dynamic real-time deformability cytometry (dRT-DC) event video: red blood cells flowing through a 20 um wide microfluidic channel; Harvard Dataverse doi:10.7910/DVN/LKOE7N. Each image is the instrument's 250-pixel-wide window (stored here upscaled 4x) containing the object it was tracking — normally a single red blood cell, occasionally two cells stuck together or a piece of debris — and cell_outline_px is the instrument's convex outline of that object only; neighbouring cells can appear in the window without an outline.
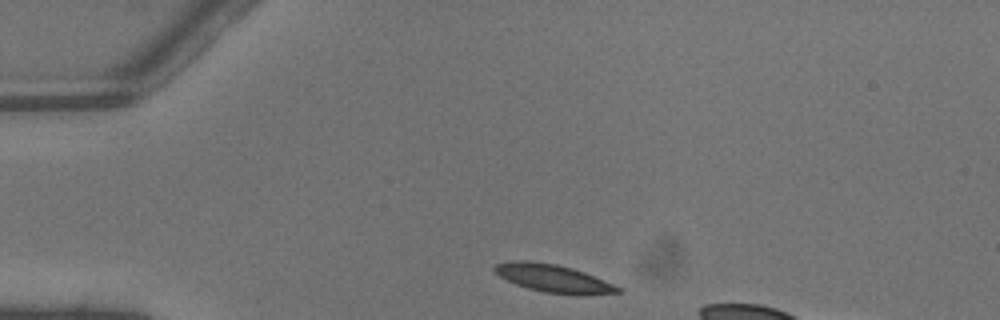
{"species": "common noctule bat (a hibernating species)", "species_latin": "Nyctalus noctula", "temperature_condition": "warm", "stored_images_in_passage": 5, "segment_of_instrument_passage": [1, 2], "camera_frame_rate_fps": 3000, "um_per_image_px": 0.085, "animal": {"sex": "male", "body_mass_g": 13.3}, "frame": {"image": 1, "passage_image": 1, "time_ms": 0.0, "image_size_px": [1000, 320], "cell_outline_px": [[624, 288], [620, 292], [580, 296], [576, 296], [544, 292], [528, 288], [516, 284], [500, 276], [492, 268], [496, 264], [512, 260], [528, 260], [556, 264], [572, 268], [584, 272]], "centroid_in_image_um": [47.07, 23.67], "position_along_channel_um": 37.9, "area_um2": 20.17}}
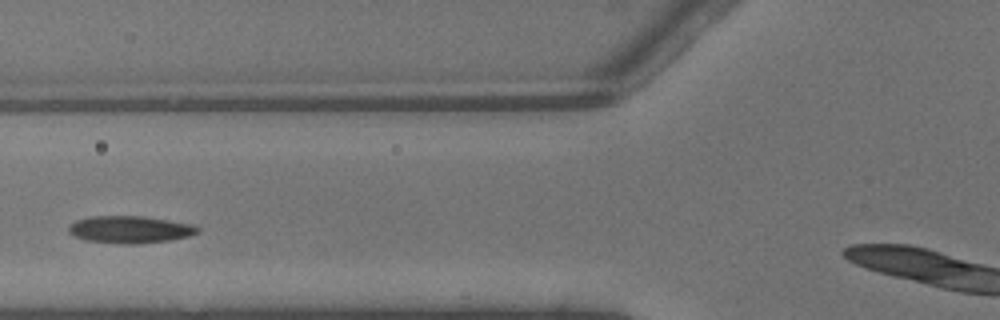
{"frame": {"image": 2, "passage_image": 3, "time_ms": 0.667, "image_size_px": [1000, 320], "cell_outline_px": [[200, 232], [188, 236], [168, 240], [136, 244], [120, 244], [84, 240], [68, 232], [68, 228], [76, 220], [88, 216], [144, 216], [192, 224], [200, 228]], "centroid_in_image_um": [11.04, 19.5], "position_along_channel_um": 114.8, "area_um2": 20.46}}
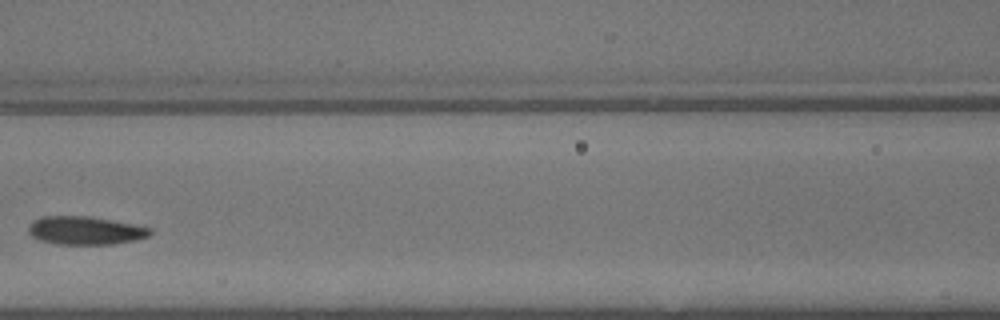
{"frame": {"image": 3, "passage_image": 4, "time_ms": 1.0, "image_size_px": [1000, 320], "cell_outline_px": [[152, 232], [148, 236], [136, 240], [112, 244], [56, 244], [40, 240], [32, 236], [28, 232], [28, 224], [32, 220], [44, 216], [88, 216], [132, 224], [152, 228]], "centroid_in_image_um": [7.21, 19.59], "position_along_channel_um": 159.4, "area_um2": 20.0}}